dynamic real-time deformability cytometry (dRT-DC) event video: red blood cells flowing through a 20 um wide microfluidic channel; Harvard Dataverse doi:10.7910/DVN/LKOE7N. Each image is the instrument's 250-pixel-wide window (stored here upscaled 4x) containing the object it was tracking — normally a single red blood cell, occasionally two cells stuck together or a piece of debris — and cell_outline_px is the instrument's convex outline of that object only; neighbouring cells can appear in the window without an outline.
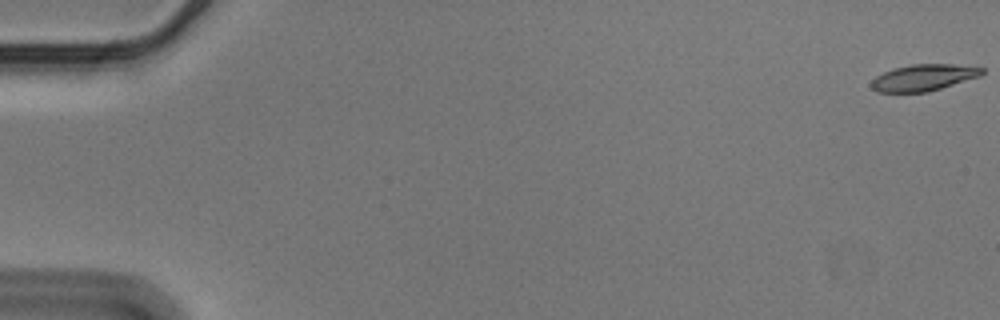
{"species": "Egyptian fruit bat (a non-hibernating species)", "species_latin": "Rousettus aegyptiacus", "temperature_condition": "cold", "stored_images_in_passage": 17, "camera_frame_rate_fps": 3000, "um_per_image_px": 0.085, "animal": {"sex": "male"}, "frame": {"image": 1, "passage_image": 1, "time_ms": 0.0, "image_size_px": [1000, 320], "cell_outline_px": [[984, 72], [980, 76], [928, 92], [876, 92], [868, 84], [876, 76], [892, 68], [912, 64], [952, 64], [984, 68]], "centroid_in_image_um": [78.46, 6.59], "position_along_channel_um": 6.5, "area_um2": 17.11}}
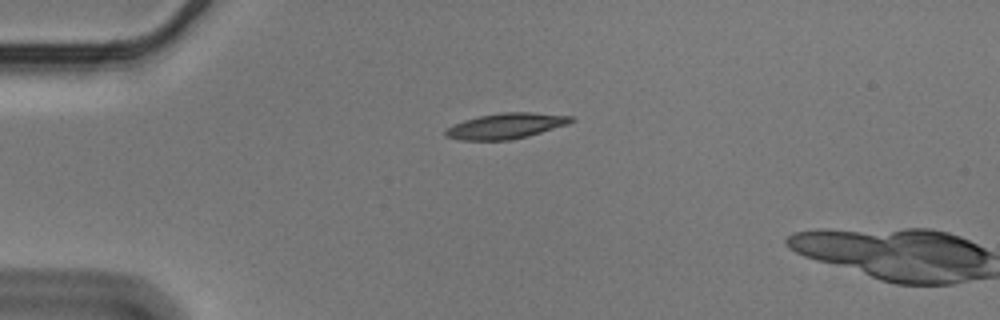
{"frame": {"image": 2, "passage_image": 15, "time_ms": 4.667, "image_size_px": [1000, 320], "cell_outline_px": [[576, 120], [568, 124], [528, 136], [508, 140], [460, 140], [444, 136], [444, 132], [448, 128], [464, 120], [480, 116], [500, 112], [532, 112], [576, 116]], "centroid_in_image_um": [43.06, 10.69], "position_along_channel_um": 41.9, "area_um2": 18.73}}